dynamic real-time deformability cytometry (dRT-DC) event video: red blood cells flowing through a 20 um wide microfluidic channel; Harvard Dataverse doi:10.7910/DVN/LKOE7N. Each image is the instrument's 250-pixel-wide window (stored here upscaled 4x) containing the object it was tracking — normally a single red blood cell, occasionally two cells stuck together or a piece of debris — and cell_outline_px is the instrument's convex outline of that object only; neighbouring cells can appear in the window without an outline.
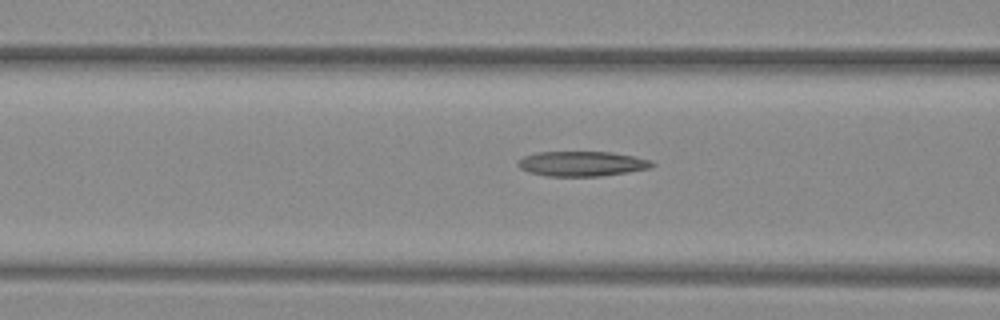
{"species": "common noctule bat (a hibernating species)", "species_latin": "Nyctalus noctula", "temperature_condition": "warm", "stored_images_in_passage": 8, "camera_frame_rate_fps": 3000, "um_per_image_px": 0.085, "animal": {"sex": "female", "body_mass_g": 29.2, "forearm_length_mm": 56.3}, "frame": {"image": 1, "passage_image": 6, "time_ms": 1.667, "image_size_px": [1000, 320], "cell_outline_px": [[656, 164], [648, 168], [628, 172], [600, 176], [548, 176], [528, 172], [520, 168], [516, 164], [516, 160], [524, 156], [536, 152], [612, 152], [652, 160]], "centroid_in_image_um": [49.42, 13.91], "position_along_channel_um": 117.2, "area_um2": 19.54}}